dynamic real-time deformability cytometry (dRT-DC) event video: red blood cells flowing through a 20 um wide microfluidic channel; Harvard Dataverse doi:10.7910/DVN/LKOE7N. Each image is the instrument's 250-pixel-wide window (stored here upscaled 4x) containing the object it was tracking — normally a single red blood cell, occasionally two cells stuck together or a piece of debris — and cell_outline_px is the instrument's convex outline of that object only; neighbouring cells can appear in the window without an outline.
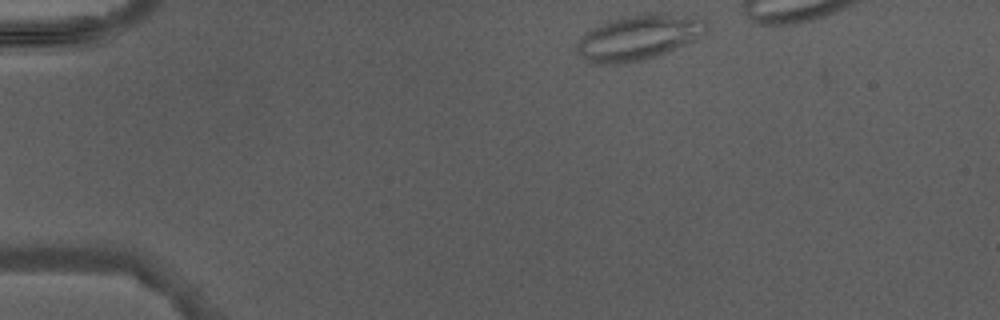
{"species": "Egyptian fruit bat (a non-hibernating species)", "species_latin": "Rousettus aegyptiacus", "temperature_condition": "warm", "stored_images_in_passage": 4, "camera_frame_rate_fps": 3000, "um_per_image_px": 0.085, "animal": {"sex": "male"}, "frame": {"image": 1, "passage_image": 1, "time_ms": 0.0, "image_size_px": [1000, 320], "cell_outline_px": [[708, 28], [704, 32], [692, 40], [668, 52], [640, 60], [620, 64], [596, 64], [584, 60], [576, 52], [576, 40], [592, 28], [612, 20], [652, 12], [664, 12], [696, 16], [704, 20]], "centroid_in_image_um": [54.25, 3.18], "position_along_channel_um": 30.7, "area_um2": 33.93}}